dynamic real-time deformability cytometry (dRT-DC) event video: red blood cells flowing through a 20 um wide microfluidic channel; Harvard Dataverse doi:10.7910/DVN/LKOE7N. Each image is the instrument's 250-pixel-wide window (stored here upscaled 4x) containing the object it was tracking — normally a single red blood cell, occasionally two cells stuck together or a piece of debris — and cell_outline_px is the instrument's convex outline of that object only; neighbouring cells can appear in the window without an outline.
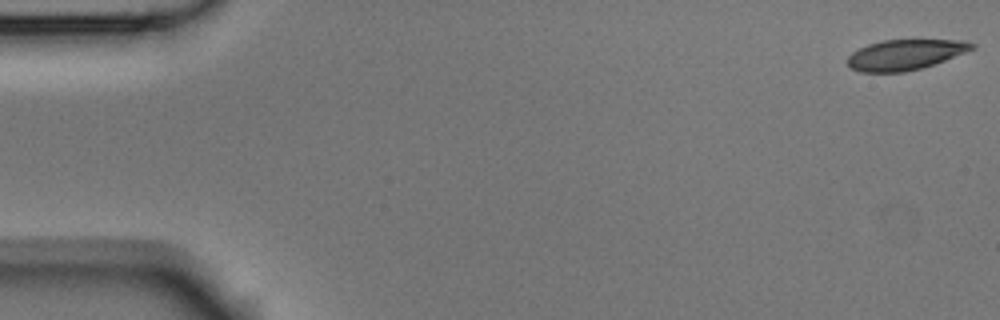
{"species": "Egyptian fruit bat (a non-hibernating species)", "species_latin": "Rousettus aegyptiacus", "temperature_condition": "room temperature", "stored_images_in_passage": 6, "segment_of_instrument_passage": [1, 2], "camera_frame_rate_fps": 3000, "um_per_image_px": 0.085, "animal": {"sex": "male"}, "frame": {"image": 1, "passage_image": 1, "time_ms": 0.0, "image_size_px": [1000, 320], "cell_outline_px": [[976, 48], [944, 60], [920, 68], [904, 72], [860, 72], [852, 68], [848, 64], [848, 56], [852, 52], [868, 44], [884, 40], [968, 40], [976, 44]], "centroid_in_image_um": [76.96, 4.64], "position_along_channel_um": 8.0, "area_um2": 21.85}}
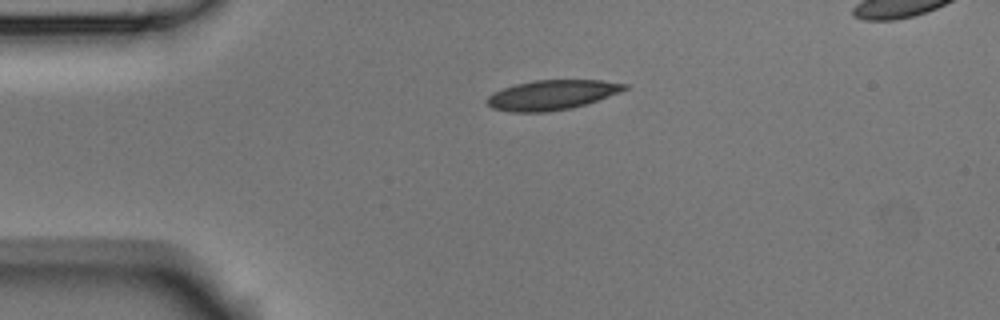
{"frame": {"image": 2, "passage_image": 4, "time_ms": 1.0, "image_size_px": [1000, 320], "cell_outline_px": [[628, 88], [620, 92], [572, 108], [548, 112], [512, 112], [492, 108], [484, 100], [492, 92], [516, 84], [536, 80], [600, 80], [628, 84]], "centroid_in_image_um": [46.88, 8.07], "position_along_channel_um": 38.1, "area_um2": 23.76}}